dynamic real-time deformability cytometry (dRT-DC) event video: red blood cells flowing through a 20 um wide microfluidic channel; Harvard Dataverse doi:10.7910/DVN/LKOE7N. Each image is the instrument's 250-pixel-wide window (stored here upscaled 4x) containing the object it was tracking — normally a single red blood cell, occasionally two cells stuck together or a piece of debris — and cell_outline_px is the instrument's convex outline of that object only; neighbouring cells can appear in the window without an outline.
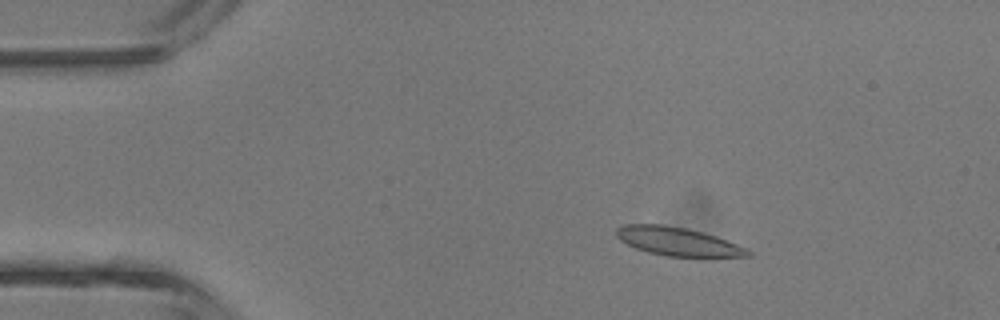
{"species": "common noctule bat (a hibernating species)", "species_latin": "Nyctalus noctula", "temperature_condition": "room temperature", "stored_images_in_passage": 6, "camera_frame_rate_fps": 3000, "um_per_image_px": 0.085, "animal": {"sex": "male", "body_mass_g": 13.3}, "frame": {"image": 1, "passage_image": 3, "time_ms": 2.333, "image_size_px": [1000, 320], "cell_outline_px": [[752, 256], [708, 260], [700, 260], [664, 256], [648, 252], [636, 248], [620, 240], [616, 236], [616, 228], [624, 224], [664, 224], [688, 228], [704, 232], [716, 236], [736, 244], [752, 252]], "centroid_in_image_um": [57.71, 20.59], "position_along_channel_um": 27.3, "area_um2": 23.06}}
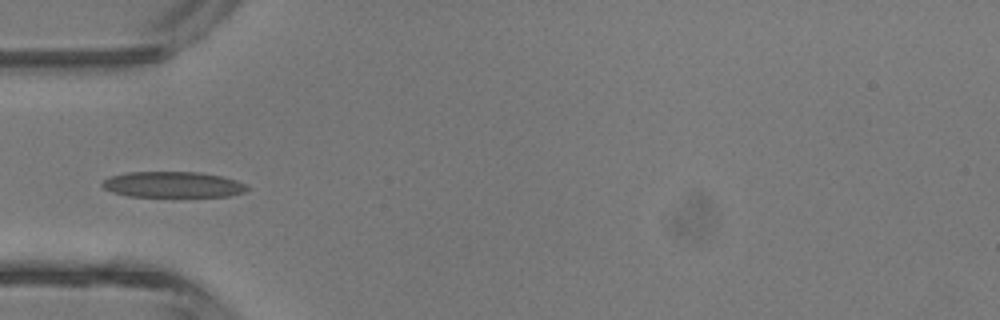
{"frame": {"image": 2, "passage_image": 5, "time_ms": 4.667, "image_size_px": [1000, 320], "cell_outline_px": [[248, 188], [244, 192], [228, 196], [128, 196], [112, 192], [104, 188], [100, 184], [104, 180], [112, 176], [124, 172], [200, 172], [220, 176], [236, 180], [244, 184]], "centroid_in_image_um": [14.66, 15.68], "position_along_channel_um": 70.3, "area_um2": 21.62}}
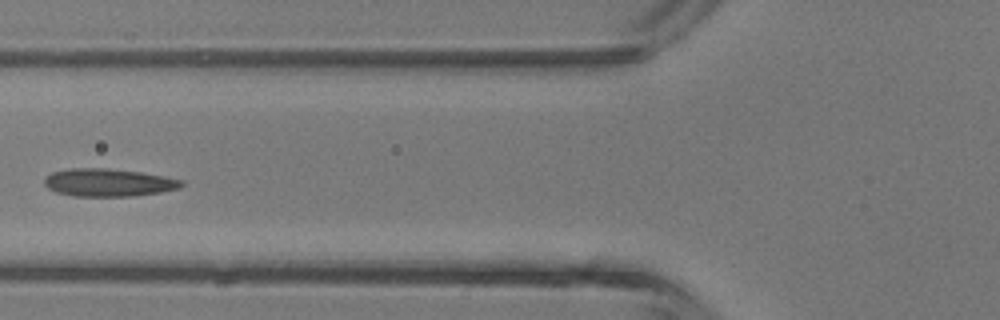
{"frame": {"image": 3, "passage_image": 6, "time_ms": 5.667, "image_size_px": [1000, 320], "cell_outline_px": [[184, 184], [180, 188], [160, 192], [132, 196], [72, 196], [56, 192], [48, 188], [44, 184], [44, 180], [52, 172], [72, 168], [108, 168], [140, 172], [164, 176], [184, 180]], "centroid_in_image_um": [9.23, 15.52], "position_along_channel_um": 116.6, "area_um2": 22.2}}